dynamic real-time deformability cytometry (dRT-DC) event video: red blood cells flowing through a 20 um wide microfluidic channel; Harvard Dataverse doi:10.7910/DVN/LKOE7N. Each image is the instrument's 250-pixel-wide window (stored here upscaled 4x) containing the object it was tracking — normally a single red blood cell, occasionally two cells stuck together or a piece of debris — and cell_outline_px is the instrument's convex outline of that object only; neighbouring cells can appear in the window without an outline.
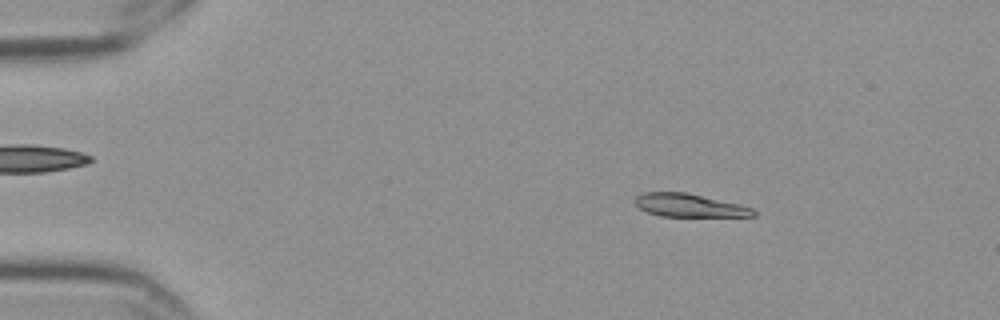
{"species": "Egyptian fruit bat (a non-hibernating species)", "species_latin": "Rousettus aegyptiacus", "temperature_condition": "cold", "stored_images_in_passage": 56, "camera_frame_rate_fps": 3000, "um_per_image_px": 0.085, "frame": {"image": 1, "passage_image": 8, "time_ms": 2.333, "image_size_px": [1000, 320], "cell_outline_px": [[756, 216], [660, 216], [648, 212], [640, 208], [632, 200], [636, 196], [644, 192], [688, 192], [740, 204], [752, 208], [756, 212]], "centroid_in_image_um": [58.58, 17.44], "position_along_channel_um": 26.4, "area_um2": 16.01}}
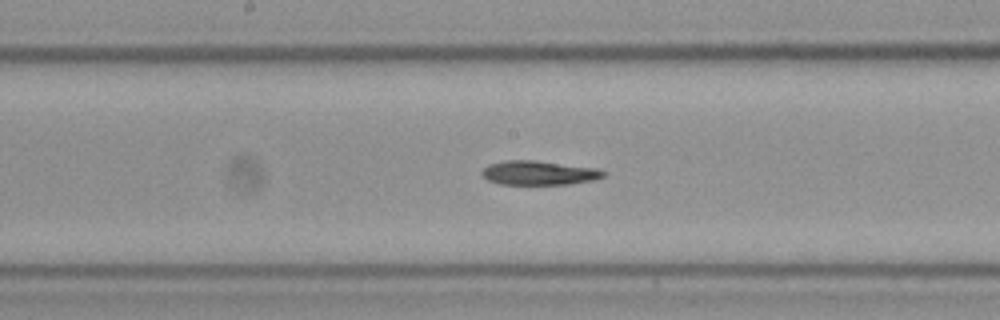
{"frame": {"image": 2, "passage_image": 29, "time_ms": 9.333, "image_size_px": [1000, 320], "cell_outline_px": [[608, 172], [604, 176], [596, 180], [568, 184], [500, 184], [488, 180], [480, 172], [488, 164], [504, 160], [536, 160], [596, 168]], "centroid_in_image_um": [45.83, 14.69], "position_along_channel_um": 202.4, "area_um2": 17.22}}
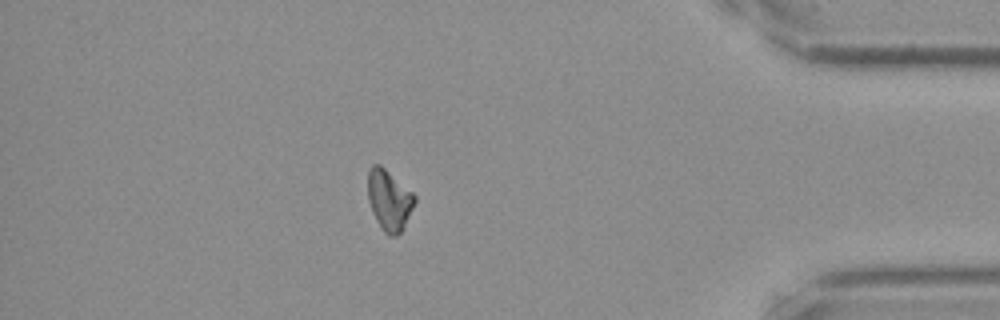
{"frame": {"image": 3, "passage_image": 49, "time_ms": 16.0, "image_size_px": [1000, 320], "cell_outline_px": [[416, 200], [400, 232], [396, 236], [388, 236], [384, 232], [376, 220], [372, 212], [368, 200], [368, 168], [372, 164], [380, 164], [412, 192], [416, 196]], "centroid_in_image_um": [33.05, 16.98], "position_along_channel_um": 402.2, "area_um2": 16.36}, "authors_computed_cell_mechanics": {"area_um2": 17.1377, "velocity_mm_per_s": 3.5516, "shape_relaxation_time_tau1_ms": 10.0782, "shape_relaxation_time_tau2_ms": null, "deformation_change_tau1": 0.1572, "deformation_change_tau2": null}}